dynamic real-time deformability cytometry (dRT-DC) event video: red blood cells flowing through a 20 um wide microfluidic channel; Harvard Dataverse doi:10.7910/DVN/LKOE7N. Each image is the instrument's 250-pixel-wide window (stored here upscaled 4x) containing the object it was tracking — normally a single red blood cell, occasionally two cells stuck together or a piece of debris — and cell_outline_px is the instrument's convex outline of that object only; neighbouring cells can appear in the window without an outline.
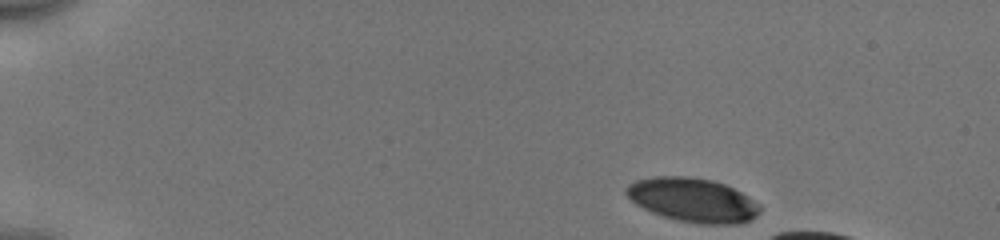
{"species": "human", "species_latin": "Homo sapiens", "temperature_condition": "cold", "stored_images_in_passage": 15, "camera_frame_rate_fps": 3000, "um_per_image_px": 0.085, "donor": {"sex": "male"}, "frame": {"image": 1, "passage_image": 1, "time_ms": 0.0, "image_size_px": [1000, 240], "cell_outline_px": [[760, 212], [752, 220], [736, 224], [700, 224], [676, 220], [652, 212], [636, 204], [624, 192], [624, 188], [628, 184], [636, 180], [656, 176], [688, 176], [712, 180], [724, 184], [748, 196], [760, 204]], "centroid_in_image_um": [58.89, 17.0], "position_along_channel_um": 26.1, "area_um2": 34.33}}
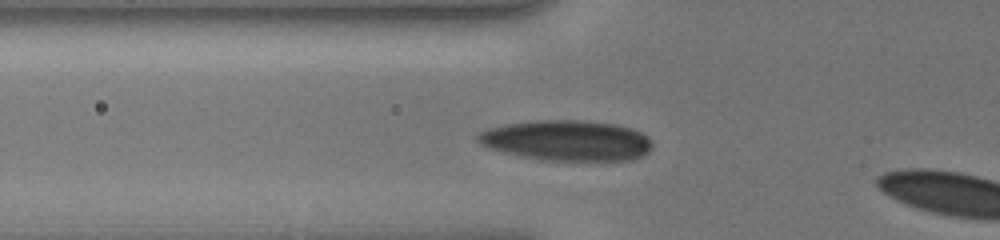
{"frame": {"image": 2, "passage_image": 13, "time_ms": 4.0, "image_size_px": [1000, 240], "cell_outline_px": [[652, 144], [648, 152], [644, 156], [632, 160], [544, 160], [524, 156], [488, 148], [480, 144], [476, 140], [476, 136], [480, 132], [488, 128], [504, 124], [532, 120], [584, 120], [616, 124], [632, 128], [648, 136]], "centroid_in_image_um": [48.19, 11.93], "position_along_channel_um": 77.6, "area_um2": 41.27}}